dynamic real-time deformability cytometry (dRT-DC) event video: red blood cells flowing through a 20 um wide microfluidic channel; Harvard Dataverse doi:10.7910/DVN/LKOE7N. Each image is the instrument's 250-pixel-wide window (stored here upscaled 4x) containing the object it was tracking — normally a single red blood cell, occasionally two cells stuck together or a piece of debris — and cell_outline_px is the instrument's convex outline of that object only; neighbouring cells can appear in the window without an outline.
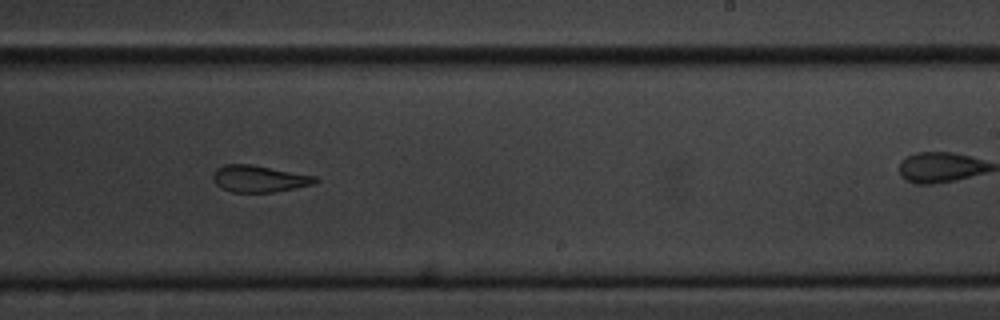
{"species": "common noctule bat (a hibernating species)", "species_latin": "Nyctalus noctula", "temperature_condition": "cold", "stored_images_in_passage": 12, "camera_frame_rate_fps": 3000, "um_per_image_px": 0.085, "animal": {"sex": "male", "body_mass_g": 20.1, "forearm_length_mm": 53.5}, "frame": {"image": 1, "passage_image": 6, "time_ms": 6.0, "image_size_px": [1000, 320], "cell_outline_px": [[320, 180], [312, 184], [272, 192], [232, 192], [220, 188], [212, 180], [212, 172], [216, 168], [224, 164], [252, 164], [316, 176]], "centroid_in_image_um": [21.96, 15.18], "position_along_channel_um": 267.0, "area_um2": 16.01}}
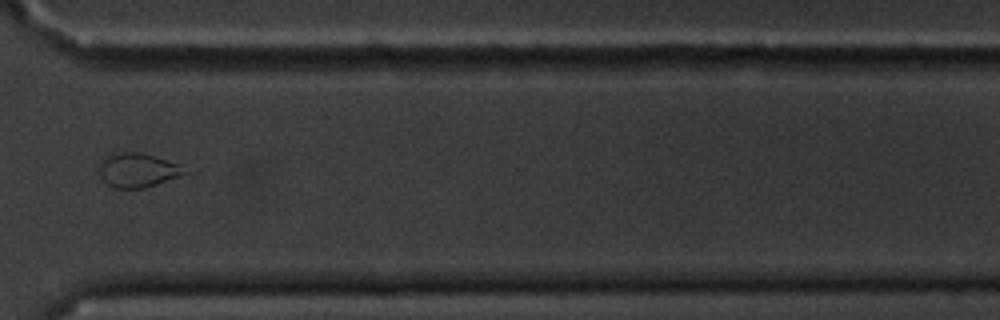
{"frame": {"image": 2, "passage_image": 9, "time_ms": 10.333, "image_size_px": [1000, 320], "cell_outline_px": [[188, 176], [144, 188], [116, 188], [108, 184], [104, 180], [100, 168], [104, 160], [120, 152], [136, 152], [156, 156], [180, 164], [188, 172]], "centroid_in_image_um": [11.87, 14.49], "position_along_channel_um": 358.7, "area_um2": 16.88}}